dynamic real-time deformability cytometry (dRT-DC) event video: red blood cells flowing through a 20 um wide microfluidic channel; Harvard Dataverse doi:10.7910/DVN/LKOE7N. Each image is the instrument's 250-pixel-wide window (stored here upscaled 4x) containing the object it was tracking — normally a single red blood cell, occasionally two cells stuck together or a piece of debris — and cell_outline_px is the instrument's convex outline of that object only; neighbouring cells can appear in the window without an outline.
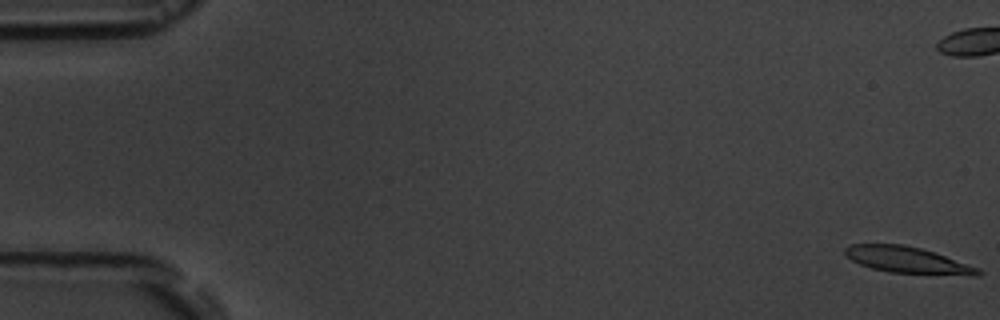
{"species": "common noctule bat (a hibernating species)", "species_latin": "Nyctalus noctula", "temperature_condition": "room temperature", "stored_images_in_passage": 7, "camera_frame_rate_fps": 3000, "um_per_image_px": 0.085, "animal": {"sex": "male", "body_mass_g": 19.5, "forearm_length_mm": 54.6}, "frame": {"image": 1, "passage_image": 1, "time_ms": 0.0, "image_size_px": [1000, 320], "cell_outline_px": [[984, 272], [980, 276], [968, 276], [888, 272], [872, 268], [860, 264], [852, 260], [844, 252], [844, 248], [848, 244], [904, 244], [920, 248], [980, 268]], "centroid_in_image_um": [77.18, 22.12], "position_along_channel_um": 7.8, "area_um2": 20.52}}
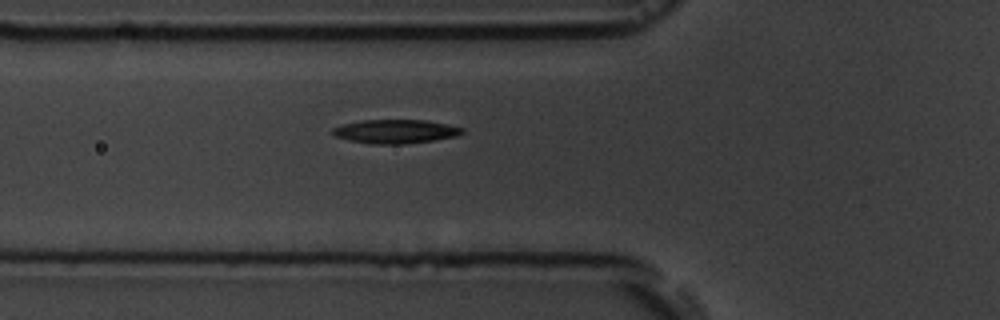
{"frame": {"image": 2, "passage_image": 7, "time_ms": 7.667, "image_size_px": [1000, 320], "cell_outline_px": [[464, 132], [456, 136], [432, 140], [404, 144], [372, 144], [348, 140], [336, 136], [332, 132], [332, 128], [344, 124], [360, 120], [424, 120], [464, 128]], "centroid_in_image_um": [33.59, 11.17], "position_along_channel_um": 92.2, "area_um2": 17.8}}